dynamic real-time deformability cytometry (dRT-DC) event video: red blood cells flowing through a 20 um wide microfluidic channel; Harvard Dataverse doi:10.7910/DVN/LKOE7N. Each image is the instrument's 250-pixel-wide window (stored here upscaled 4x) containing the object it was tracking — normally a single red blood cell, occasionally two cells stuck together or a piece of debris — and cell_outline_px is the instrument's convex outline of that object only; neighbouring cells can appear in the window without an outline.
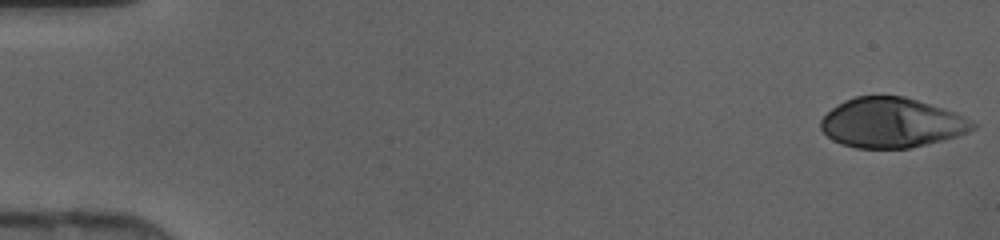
{"species": "human", "species_latin": "Homo sapiens", "temperature_condition": "cold", "stored_images_in_passage": 46, "camera_frame_rate_fps": 3000, "um_per_image_px": 0.085, "donor": {"sex": "female"}, "frame": {"image": 1, "passage_image": 1, "time_ms": 0.0, "image_size_px": [1000, 240], "cell_outline_px": [[976, 128], [968, 132], [956, 136], [908, 148], [856, 148], [840, 144], [832, 140], [820, 128], [820, 120], [832, 108], [844, 100], [856, 96], [904, 96], [944, 108], [956, 112], [972, 120], [976, 124]], "centroid_in_image_um": [75.78, 10.43], "position_along_channel_um": 9.2, "area_um2": 44.04}}
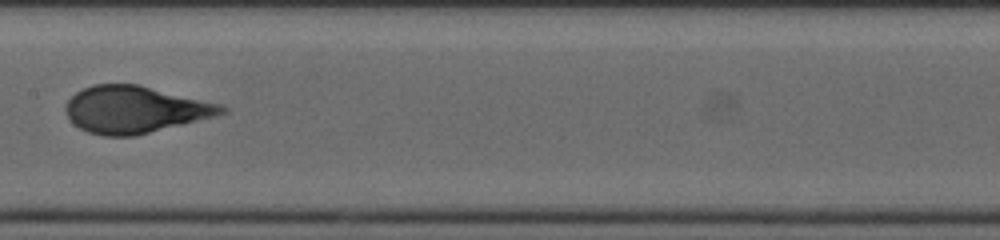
{"frame": {"image": 2, "passage_image": 24, "time_ms": 7.667, "image_size_px": [1000, 240], "cell_outline_px": [[228, 112], [216, 116], [136, 136], [104, 136], [88, 132], [72, 124], [64, 108], [68, 100], [76, 92], [92, 84], [140, 84], [224, 104], [228, 108]], "centroid_in_image_um": [11.51, 9.3], "position_along_channel_um": 195.9, "area_um2": 43.18}}
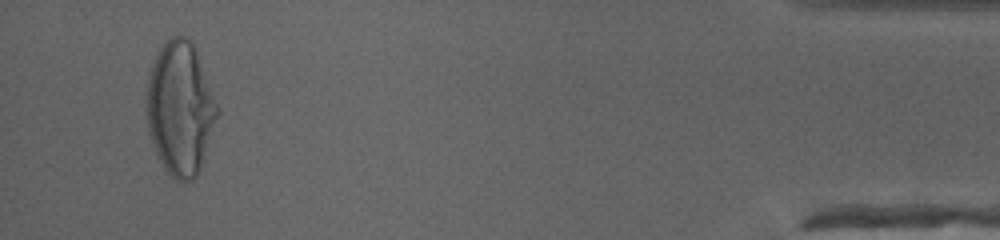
{"frame": {"image": 3, "passage_image": 44, "time_ms": 14.333, "image_size_px": [1000, 240], "cell_outline_px": [[220, 112], [204, 160], [196, 176], [192, 180], [176, 180], [164, 168], [152, 144], [148, 132], [144, 100], [144, 88], [152, 64], [160, 48], [172, 36], [184, 36], [192, 40]], "centroid_in_image_um": [15.29, 9.22], "position_along_channel_um": 419.9, "area_um2": 55.37}}